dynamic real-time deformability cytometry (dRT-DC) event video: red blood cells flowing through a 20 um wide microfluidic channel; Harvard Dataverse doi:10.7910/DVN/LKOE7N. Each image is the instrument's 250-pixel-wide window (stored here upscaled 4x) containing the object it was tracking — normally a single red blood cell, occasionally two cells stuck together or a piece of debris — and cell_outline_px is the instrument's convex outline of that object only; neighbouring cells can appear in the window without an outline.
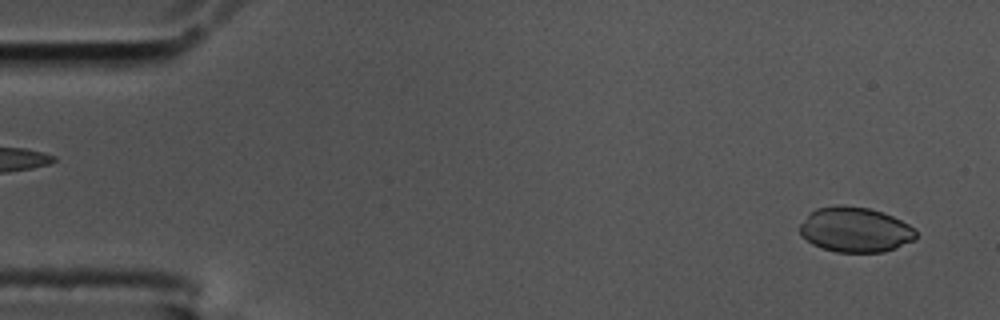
{"species": "common noctule bat (a hibernating species)", "species_latin": "Nyctalus noctula", "temperature_condition": "cold", "stored_images_in_passage": 58, "camera_frame_rate_fps": 3000, "um_per_image_px": 0.085, "animal": {"sex": "male", "body_mass_g": 17.5, "forearm_length_mm": 52.3}, "frame": {"image": 1, "passage_image": 3, "time_ms": 0.667, "image_size_px": [1000, 320], "cell_outline_px": [[916, 240], [896, 248], [884, 252], [836, 252], [820, 248], [812, 244], [800, 236], [800, 224], [808, 212], [816, 208], [836, 204], [844, 204], [868, 208], [892, 216], [916, 228]], "centroid_in_image_um": [72.66, 19.52], "position_along_channel_um": 12.3, "area_um2": 30.98}}
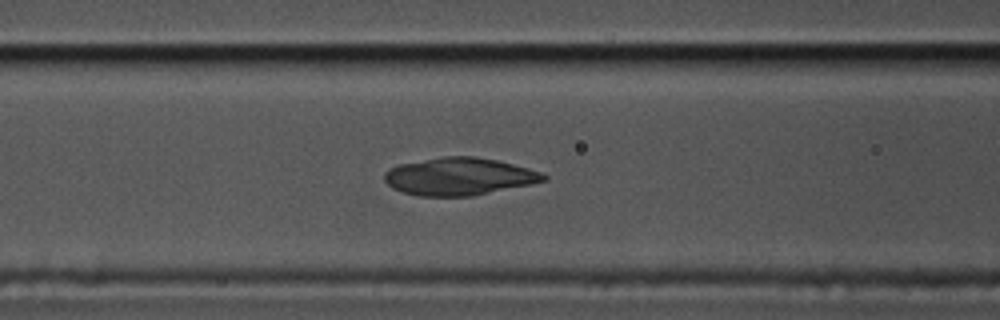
{"frame": {"image": 2, "passage_image": 23, "time_ms": 7.333, "image_size_px": [1000, 320], "cell_outline_px": [[548, 180], [532, 184], [472, 196], [420, 196], [404, 192], [392, 188], [384, 180], [384, 172], [388, 168], [396, 164], [444, 156], [472, 156], [496, 160], [528, 168], [540, 172], [548, 176]], "centroid_in_image_um": [39.01, 15.0], "position_along_channel_um": 127.6, "area_um2": 34.91}}
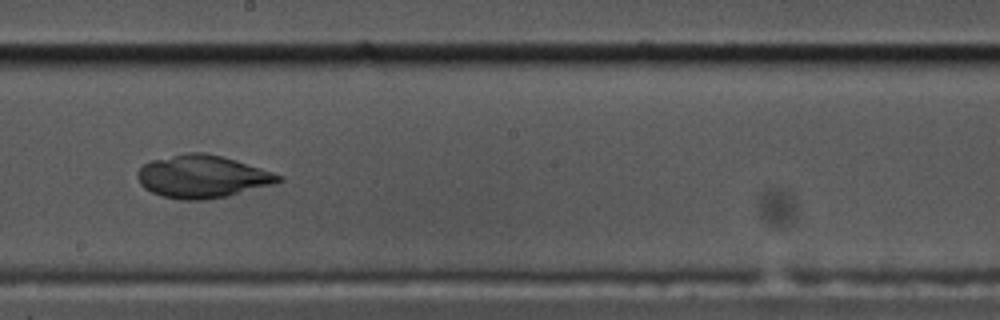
{"frame": {"image": 3, "passage_image": 32, "time_ms": 10.333, "image_size_px": [1000, 320], "cell_outline_px": [[284, 180], [272, 184], [228, 196], [208, 200], [180, 200], [160, 196], [144, 188], [140, 184], [136, 176], [136, 172], [144, 164], [152, 160], [184, 152], [204, 152], [236, 160], [284, 176]], "centroid_in_image_um": [17.17, 15.01], "position_along_channel_um": 231.0, "area_um2": 35.2}}